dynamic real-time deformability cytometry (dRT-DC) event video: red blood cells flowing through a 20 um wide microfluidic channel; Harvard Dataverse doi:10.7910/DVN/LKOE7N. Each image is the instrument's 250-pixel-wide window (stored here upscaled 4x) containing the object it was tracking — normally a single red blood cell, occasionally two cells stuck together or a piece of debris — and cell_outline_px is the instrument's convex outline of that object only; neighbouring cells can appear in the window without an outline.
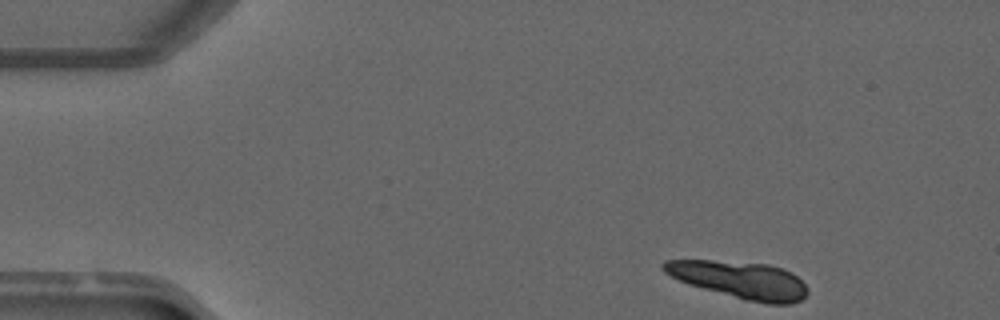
{"species": "common noctule bat (a hibernating species)", "species_latin": "Nyctalus noctula", "temperature_condition": "warm", "stored_images_in_passage": 45, "camera_frame_rate_fps": 3000, "um_per_image_px": 0.085, "animal": {"sex": "male", "forearm_length_mm": 52.5}, "frame": {"image": 1, "passage_image": 1, "time_ms": 0.0, "image_size_px": [1000, 320], "cell_outline_px": [[808, 292], [800, 300], [792, 304], [768, 304], [744, 300], [688, 284], [664, 272], [660, 268], [660, 264], [664, 260], [712, 260], [768, 264], [784, 268], [792, 272], [808, 288]], "centroid_in_image_um": [62.89, 23.78], "position_along_channel_um": 22.1, "area_um2": 31.33}}